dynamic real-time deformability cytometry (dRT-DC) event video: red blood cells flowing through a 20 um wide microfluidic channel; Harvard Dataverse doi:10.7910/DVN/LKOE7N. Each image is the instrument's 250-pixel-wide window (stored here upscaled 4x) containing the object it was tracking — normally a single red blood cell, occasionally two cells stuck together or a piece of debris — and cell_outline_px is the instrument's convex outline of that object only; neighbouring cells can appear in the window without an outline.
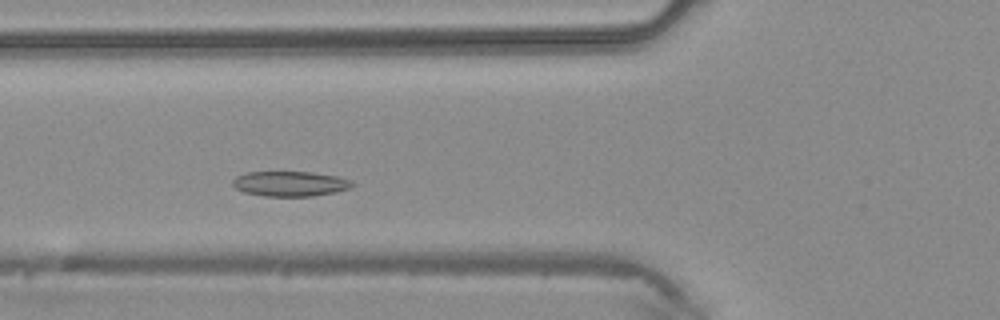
{"species": "common noctule bat (a hibernating species)", "species_latin": "Nyctalus noctula", "temperature_condition": "warm", "stored_images_in_passage": 31, "camera_frame_rate_fps": 3000, "um_per_image_px": 0.085, "animal": {"sex": "male", "body_mass_g": 20.4}, "frame": {"image": 1, "passage_image": 3, "time_ms": 0.667, "image_size_px": [1000, 320], "cell_outline_px": [[356, 184], [352, 188], [336, 192], [312, 196], [264, 196], [244, 192], [236, 188], [232, 184], [232, 180], [236, 176], [248, 172], [312, 172], [336, 176], [352, 180]], "centroid_in_image_um": [24.7, 15.62], "position_along_channel_um": 101.1, "area_um2": 17.57}}
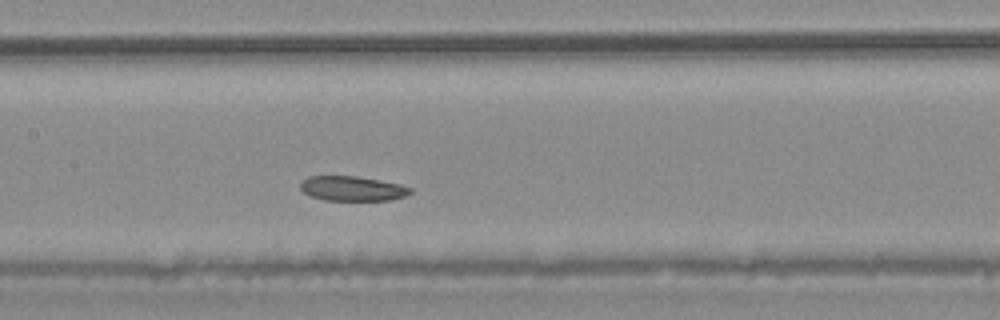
{"frame": {"image": 2, "passage_image": 8, "time_ms": 2.333, "image_size_px": [1000, 320], "cell_outline_px": [[412, 192], [404, 196], [392, 200], [324, 200], [312, 196], [304, 192], [300, 188], [300, 184], [308, 176], [356, 176], [380, 180], [400, 184], [412, 188]], "centroid_in_image_um": [29.97, 16.02], "position_along_channel_um": 177.4, "area_um2": 15.78}}
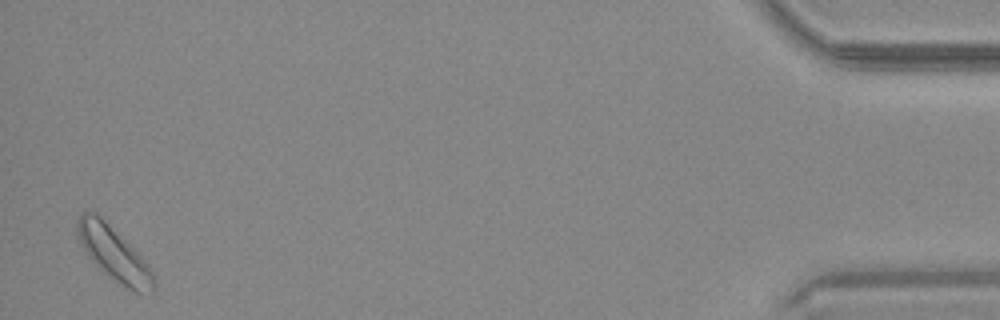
{"frame": {"image": 3, "passage_image": 30, "time_ms": 9.667, "image_size_px": [1000, 320], "cell_outline_px": [[156, 288], [152, 292], [136, 292], [120, 284], [104, 272], [88, 256], [80, 244], [76, 232], [76, 224], [80, 216], [84, 212], [96, 212], [148, 264], [156, 276]], "centroid_in_image_um": [9.69, 21.59], "position_along_channel_um": 425.5, "area_um2": 23.47}}